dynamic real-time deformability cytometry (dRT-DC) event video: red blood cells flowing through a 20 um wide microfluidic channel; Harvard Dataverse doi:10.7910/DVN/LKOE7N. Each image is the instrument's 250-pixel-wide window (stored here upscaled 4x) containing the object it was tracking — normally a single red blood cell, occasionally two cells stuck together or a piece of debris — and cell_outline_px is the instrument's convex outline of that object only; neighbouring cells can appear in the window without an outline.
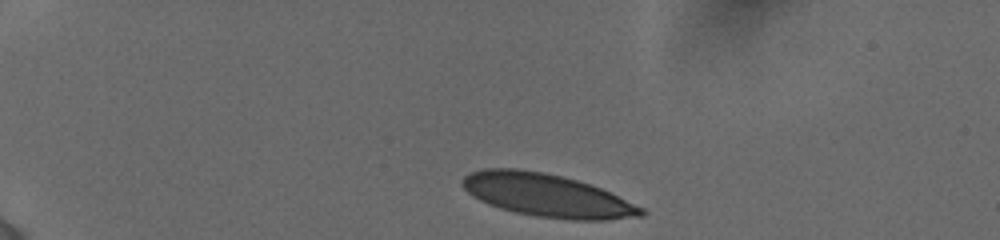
{"species": "human", "species_latin": "Homo sapiens", "temperature_condition": "cold", "stored_images_in_passage": 30, "camera_frame_rate_fps": 3000, "um_per_image_px": 0.085, "donor": {"sex": "female"}, "frame": {"image": 1, "passage_image": 1, "time_ms": 0.0, "image_size_px": [1000, 240], "cell_outline_px": [[648, 212], [644, 216], [604, 220], [572, 220], [536, 216], [516, 212], [500, 208], [488, 204], [472, 196], [460, 184], [460, 180], [464, 176], [472, 172], [484, 168], [516, 168], [544, 172], [576, 180], [600, 188], [644, 208]], "centroid_in_image_um": [46.48, 16.61], "position_along_channel_um": 38.5, "area_um2": 44.62}}
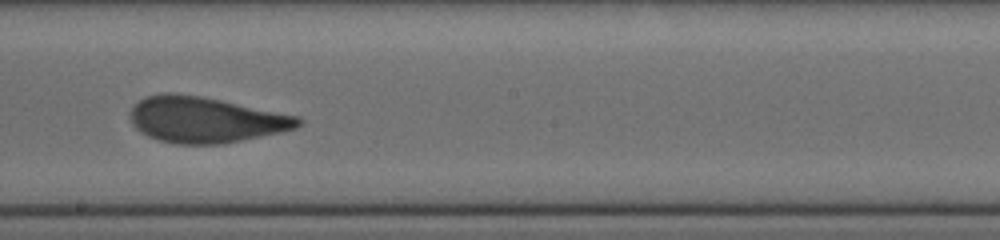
{"frame": {"image": 2, "passage_image": 16, "time_ms": 7.0, "image_size_px": [1000, 240], "cell_outline_px": [[304, 120], [296, 128], [280, 132], [224, 144], [176, 144], [160, 140], [148, 136], [140, 132], [132, 124], [128, 116], [128, 112], [144, 96], [168, 92], [172, 92], [200, 96], [300, 116]], "centroid_in_image_um": [17.44, 10.17], "position_along_channel_um": 230.8, "area_um2": 44.97}}
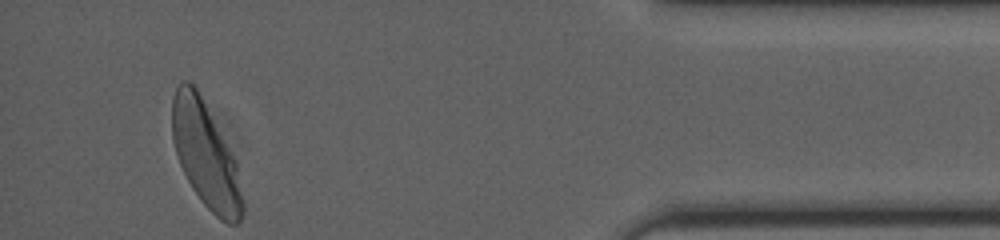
{"frame": {"image": 3, "passage_image": 29, "time_ms": 13.0, "image_size_px": [1000, 240], "cell_outline_px": [[244, 212], [240, 220], [236, 224], [228, 224], [220, 220], [200, 200], [192, 188], [176, 156], [172, 140], [172, 100], [176, 88], [184, 80], [188, 80], [196, 88], [236, 160], [244, 200]], "centroid_in_image_um": [17.49, 13.22], "position_along_channel_um": 417.7, "area_um2": 43.18}, "authors_computed_cell_mechanics": {"area_um2": 44.5349, "velocity_mm_per_s": 3.8593, "shape_relaxation_time_tau1_ms": 5.6433, "shape_relaxation_time_tau2_ms": 0.6692, "deformation_change_tau1": 0.1794, "deformation_change_tau2": 0.0686}}